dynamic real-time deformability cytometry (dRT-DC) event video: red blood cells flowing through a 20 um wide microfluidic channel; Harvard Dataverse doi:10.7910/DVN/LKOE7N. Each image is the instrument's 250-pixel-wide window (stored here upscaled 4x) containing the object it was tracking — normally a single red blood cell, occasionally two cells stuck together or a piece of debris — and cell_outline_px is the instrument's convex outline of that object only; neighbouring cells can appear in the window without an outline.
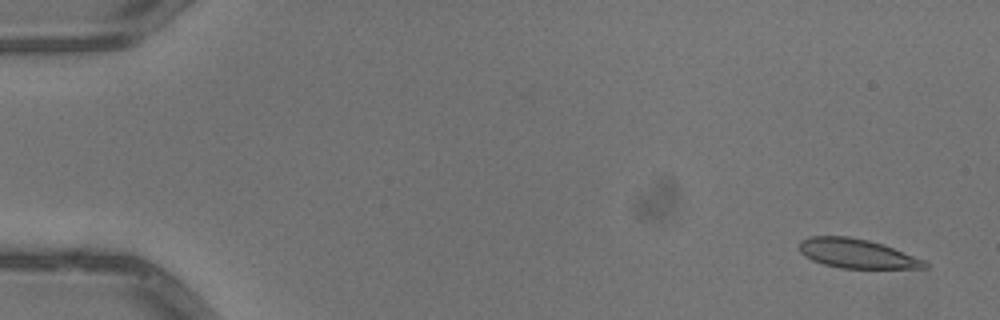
{"species": "common noctule bat (a hibernating species)", "species_latin": "Nyctalus noctula", "temperature_condition": "warm", "stored_images_in_passage": 5, "camera_frame_rate_fps": 3000, "um_per_image_px": 0.085, "animal": {"sex": "male", "body_mass_g": 13.3}, "frame": {"image": 1, "passage_image": 1, "time_ms": 0.0, "image_size_px": [1000, 320], "cell_outline_px": [[928, 268], [840, 268], [824, 264], [812, 260], [804, 256], [800, 252], [800, 240], [812, 236], [848, 236], [868, 240], [884, 244], [924, 260], [928, 264]], "centroid_in_image_um": [72.82, 21.55], "position_along_channel_um": 12.2, "area_um2": 21.33}}
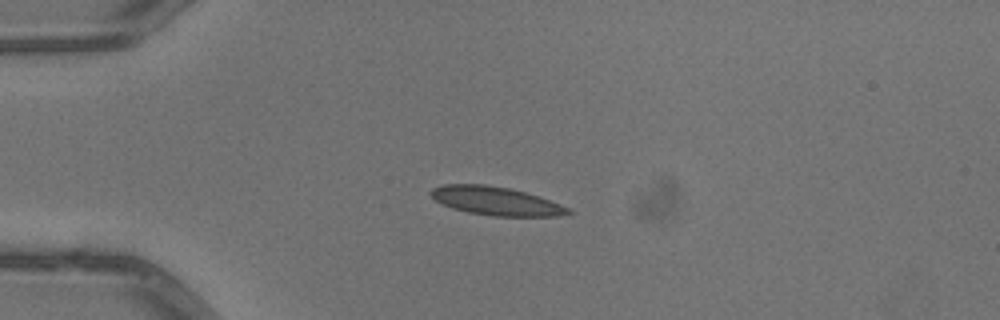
{"frame": {"image": 2, "passage_image": 4, "time_ms": 1.0, "image_size_px": [1000, 320], "cell_outline_px": [[572, 212], [556, 216], [492, 216], [468, 212], [452, 208], [436, 200], [428, 192], [432, 188], [444, 184], [484, 184], [508, 188], [524, 192], [548, 200], [568, 208]], "centroid_in_image_um": [42.09, 17.08], "position_along_channel_um": 42.9, "area_um2": 22.37}}